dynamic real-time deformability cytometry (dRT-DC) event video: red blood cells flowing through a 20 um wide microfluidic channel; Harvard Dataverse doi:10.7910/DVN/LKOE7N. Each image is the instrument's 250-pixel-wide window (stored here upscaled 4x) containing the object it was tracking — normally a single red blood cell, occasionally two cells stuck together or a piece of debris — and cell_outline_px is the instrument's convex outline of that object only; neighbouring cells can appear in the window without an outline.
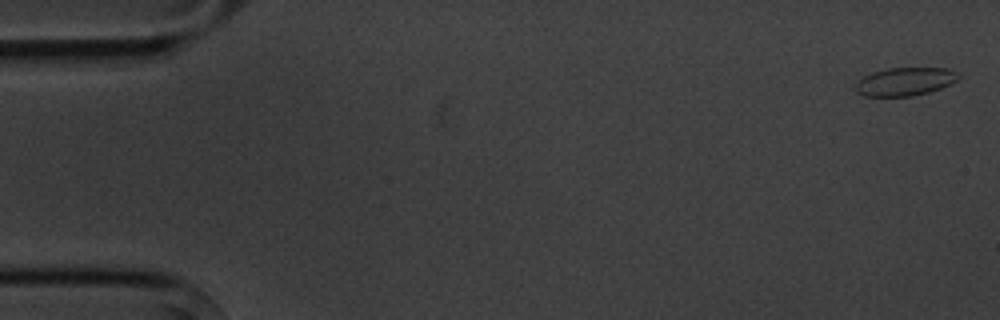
{"species": "common noctule bat (a hibernating species)", "species_latin": "Nyctalus noctula", "temperature_condition": "cold", "stored_images_in_passage": 4, "camera_frame_rate_fps": 3000, "um_per_image_px": 0.085, "animal": {"sex": "male", "body_mass_g": 20.1, "forearm_length_mm": 53.5}, "frame": {"image": 1, "passage_image": 1, "time_ms": 0.0, "image_size_px": [1000, 320], "cell_outline_px": [[960, 76], [956, 80], [940, 88], [928, 92], [912, 96], [864, 96], [856, 92], [852, 88], [864, 76], [872, 72], [888, 68], [948, 68]], "centroid_in_image_um": [76.86, 6.94], "position_along_channel_um": 8.1, "area_um2": 16.76}}